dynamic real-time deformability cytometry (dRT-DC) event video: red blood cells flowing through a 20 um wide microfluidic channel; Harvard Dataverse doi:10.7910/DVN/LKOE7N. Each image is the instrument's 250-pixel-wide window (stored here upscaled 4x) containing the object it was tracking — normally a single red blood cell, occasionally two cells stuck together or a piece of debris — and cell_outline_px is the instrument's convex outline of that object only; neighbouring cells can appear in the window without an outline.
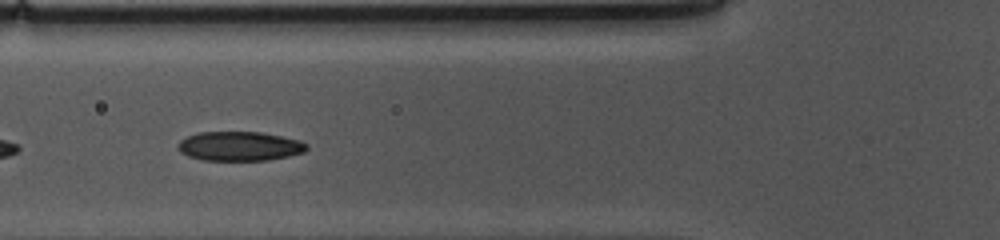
{"species": "common noctule bat (a hibernating species)", "species_latin": "Nyctalus noctula", "temperature_condition": "cold", "stored_images_in_passage": 19, "camera_frame_rate_fps": 3000, "um_per_image_px": 0.085, "animal": {"sex": "female", "body_mass_g": 10.0, "forearm_length_mm": 53.1}, "frame": {"image": 1, "passage_image": 6, "time_ms": 1.667, "image_size_px": [1000, 240], "cell_outline_px": [[308, 148], [304, 152], [288, 156], [268, 160], [204, 160], [188, 156], [180, 152], [180, 140], [188, 136], [200, 132], [260, 132], [300, 140], [308, 144]], "centroid_in_image_um": [20.4, 12.42], "position_along_channel_um": 105.4, "area_um2": 21.79}}
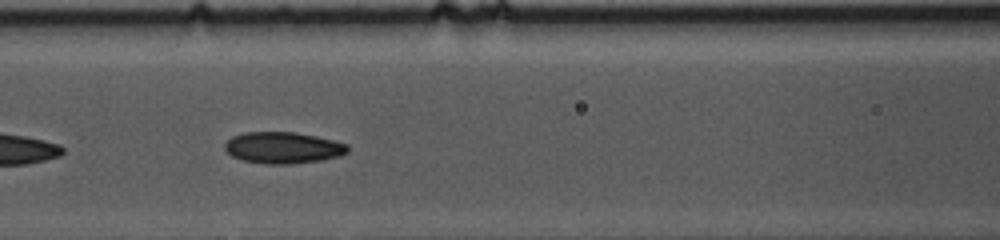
{"frame": {"image": 2, "passage_image": 9, "time_ms": 2.667, "image_size_px": [1000, 240], "cell_outline_px": [[348, 152], [336, 156], [320, 160], [284, 164], [268, 164], [244, 160], [232, 156], [224, 148], [224, 144], [232, 136], [244, 132], [296, 132], [316, 136], [348, 144]], "centroid_in_image_um": [24.03, 12.54], "position_along_channel_um": 142.6, "area_um2": 22.25}}